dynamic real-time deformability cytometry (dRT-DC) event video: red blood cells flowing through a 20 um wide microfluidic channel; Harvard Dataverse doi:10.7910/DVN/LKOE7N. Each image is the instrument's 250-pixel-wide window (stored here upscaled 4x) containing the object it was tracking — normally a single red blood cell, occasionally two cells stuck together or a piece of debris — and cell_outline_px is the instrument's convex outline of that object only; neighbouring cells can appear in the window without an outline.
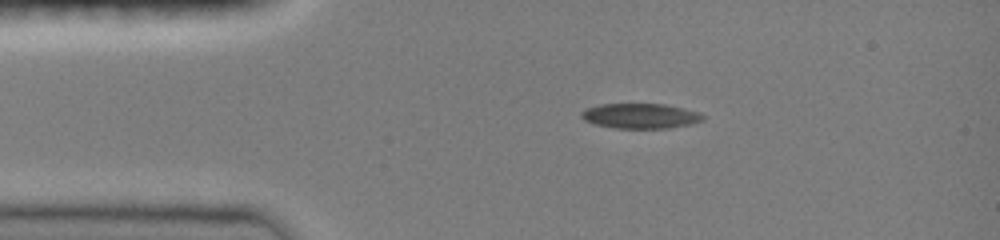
{"species": "common noctule bat (a hibernating species)", "species_latin": "Nyctalus noctula", "temperature_condition": "room temperature", "stored_images_in_passage": 15, "camera_frame_rate_fps": 3000, "um_per_image_px": 0.085, "animal": {"sex": "female", "body_mass_g": 19.0, "forearm_length_mm": 51.5}, "frame": {"image": 1, "passage_image": 4, "time_ms": 1.0, "image_size_px": [1000, 240], "cell_outline_px": [[704, 120], [692, 124], [668, 128], [612, 128], [596, 124], [584, 120], [580, 116], [580, 112], [584, 108], [600, 104], [664, 104], [684, 108], [700, 112], [704, 116]], "centroid_in_image_um": [54.43, 9.85], "position_along_channel_um": 30.6, "area_um2": 17.92}}
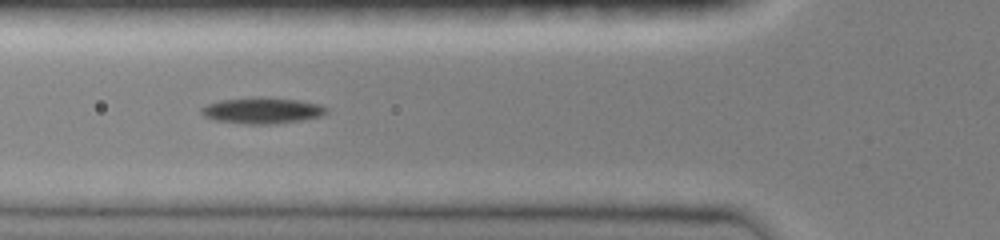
{"frame": {"image": 2, "passage_image": 9, "time_ms": 2.667, "image_size_px": [1000, 240], "cell_outline_px": [[328, 112], [320, 116], [300, 120], [276, 124], [248, 124], [216, 120], [204, 116], [200, 112], [200, 108], [208, 104], [220, 100], [252, 96], [260, 96], [300, 100], [320, 104], [328, 108]], "centroid_in_image_um": [22.29, 9.37], "position_along_channel_um": 103.5, "area_um2": 19.25}}
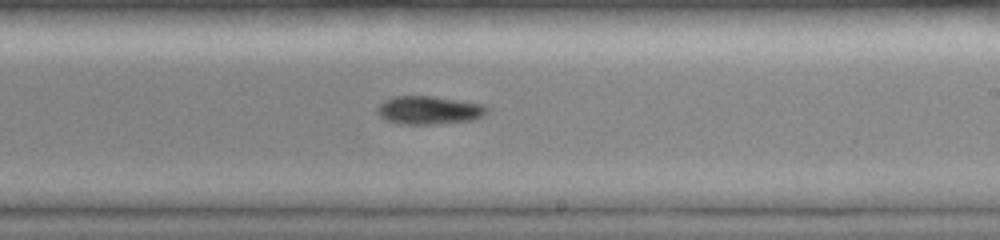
{"frame": {"image": 3, "passage_image": 15, "time_ms": 4.667, "image_size_px": [1000, 240], "cell_outline_px": [[488, 112], [484, 116], [472, 120], [428, 124], [404, 124], [388, 120], [380, 116], [376, 112], [376, 108], [384, 100], [396, 96], [432, 96], [484, 104], [488, 108]], "centroid_in_image_um": [36.48, 9.35], "position_along_channel_um": 252.5, "area_um2": 17.92}}